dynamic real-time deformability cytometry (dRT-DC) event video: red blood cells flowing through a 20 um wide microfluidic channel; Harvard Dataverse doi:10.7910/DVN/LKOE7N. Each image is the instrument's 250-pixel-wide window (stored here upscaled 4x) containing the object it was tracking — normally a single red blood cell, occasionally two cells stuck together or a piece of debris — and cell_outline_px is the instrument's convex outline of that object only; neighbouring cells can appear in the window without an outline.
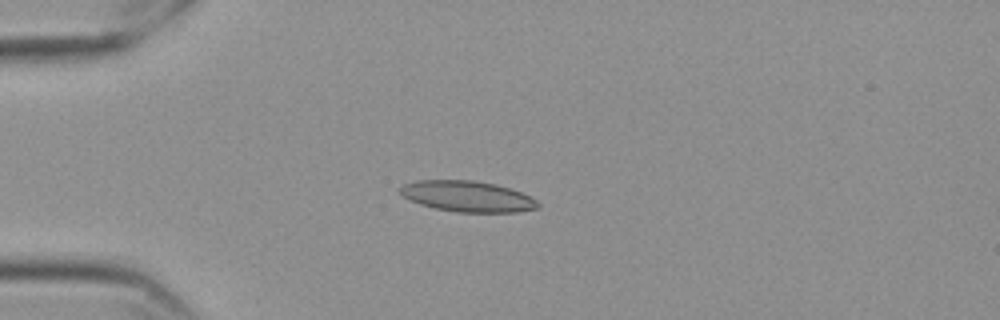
{"species": "Egyptian fruit bat (a non-hibernating species)", "species_latin": "Rousettus aegyptiacus", "temperature_condition": "cold", "stored_images_in_passage": 46, "camera_frame_rate_fps": 3000, "um_per_image_px": 0.085, "frame": {"image": 1, "passage_image": 4, "time_ms": 1.0, "image_size_px": [1000, 320], "cell_outline_px": [[540, 208], [516, 212], [456, 212], [436, 208], [420, 204], [396, 192], [404, 184], [416, 180], [472, 180], [496, 184], [520, 192], [536, 200], [540, 204]], "centroid_in_image_um": [39.72, 16.69], "position_along_channel_um": 45.3, "area_um2": 24.68}}
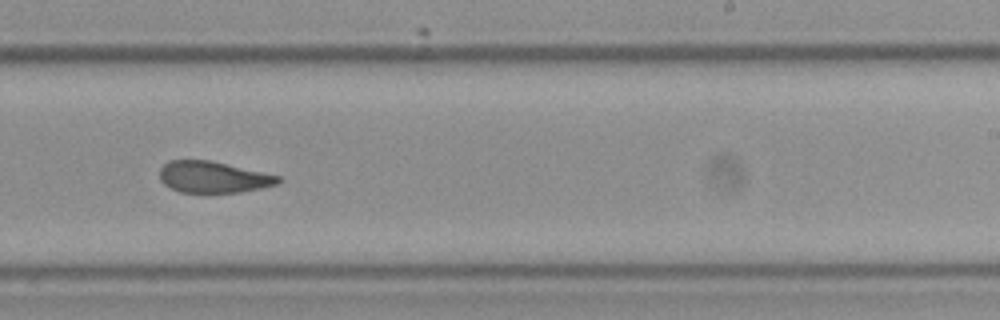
{"frame": {"image": 2, "passage_image": 25, "time_ms": 8.0, "image_size_px": [1000, 320], "cell_outline_px": [[280, 180], [276, 184], [260, 188], [240, 192], [180, 192], [164, 184], [160, 180], [160, 168], [168, 160], [212, 160], [280, 176]], "centroid_in_image_um": [18.09, 15.04], "position_along_channel_um": 270.9, "area_um2": 21.56}}
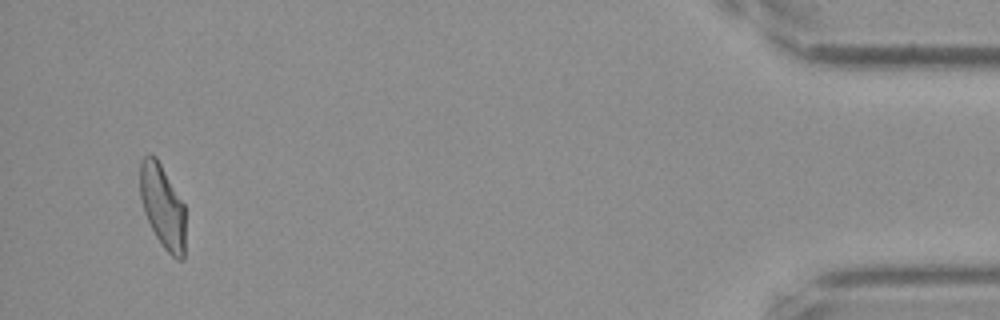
{"frame": {"image": 3, "passage_image": 44, "time_ms": 14.333, "image_size_px": [1000, 320], "cell_outline_px": [[184, 260], [176, 260], [164, 248], [156, 236], [144, 212], [140, 196], [140, 160], [144, 156], [156, 156], [184, 204]], "centroid_in_image_um": [13.81, 17.55], "position_along_channel_um": 421.4, "area_um2": 21.85}, "authors_computed_cell_mechanics": {"area_um2": 22.8599, "velocity_mm_per_s": 3.5488, "shape_relaxation_time_tau1_ms": null, "shape_relaxation_time_tau2_ms": 2.656, "deformation_change_tau1": null, "deformation_change_tau2": 0.093}}